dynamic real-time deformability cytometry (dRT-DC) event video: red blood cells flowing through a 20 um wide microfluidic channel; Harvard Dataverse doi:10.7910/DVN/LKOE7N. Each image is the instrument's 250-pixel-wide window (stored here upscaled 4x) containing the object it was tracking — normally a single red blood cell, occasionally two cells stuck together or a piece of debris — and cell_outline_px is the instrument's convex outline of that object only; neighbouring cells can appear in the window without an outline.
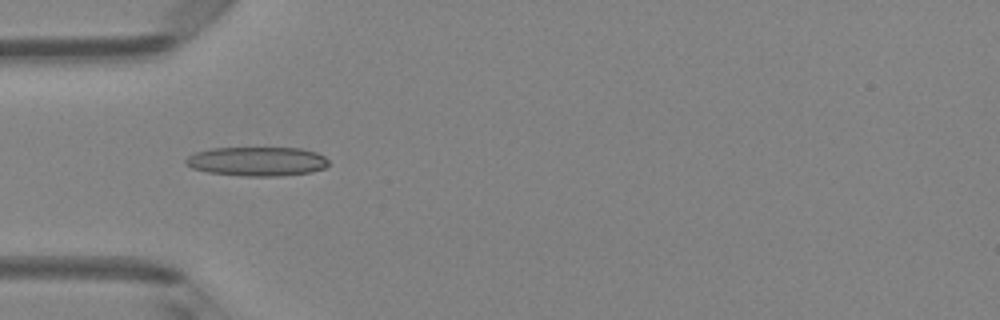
{"species": "Egyptian fruit bat (a non-hibernating species)", "species_latin": "Rousettus aegyptiacus", "temperature_condition": "room temperature", "stored_images_in_passage": 8, "camera_frame_rate_fps": 3000, "um_per_image_px": 0.085, "animal": {"sex": "female"}, "frame": {"image": 1, "passage_image": 5, "time_ms": 1.333, "image_size_px": [1000, 320], "cell_outline_px": [[328, 164], [324, 168], [312, 172], [280, 176], [244, 176], [208, 172], [192, 168], [184, 164], [184, 160], [188, 156], [196, 152], [212, 148], [304, 148], [316, 152], [324, 156], [328, 160]], "centroid_in_image_um": [21.85, 13.72], "position_along_channel_um": 63.1, "area_um2": 24.39}}
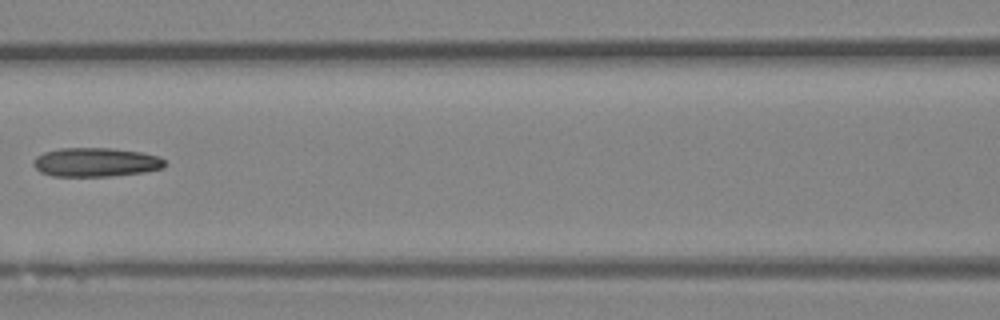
{"frame": {"image": 2, "passage_image": 7, "time_ms": 2.0, "image_size_px": [1000, 320], "cell_outline_px": [[168, 164], [164, 168], [144, 172], [112, 176], [52, 176], [40, 172], [32, 164], [32, 160], [36, 156], [44, 152], [60, 148], [112, 148], [140, 152], [160, 156]], "centroid_in_image_um": [8.15, 13.79], "position_along_channel_um": 158.4, "area_um2": 22.43}}
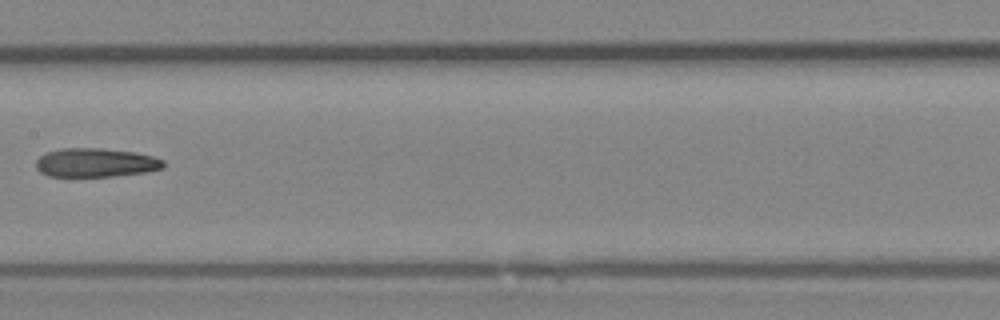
{"frame": {"image": 3, "passage_image": 8, "time_ms": 2.333, "image_size_px": [1000, 320], "cell_outline_px": [[164, 168], [144, 172], [112, 176], [48, 176], [40, 172], [36, 168], [36, 160], [44, 152], [60, 148], [100, 148], [136, 152], [152, 156], [164, 160]], "centroid_in_image_um": [8.1, 13.81], "position_along_channel_um": 199.3, "area_um2": 21.5}}